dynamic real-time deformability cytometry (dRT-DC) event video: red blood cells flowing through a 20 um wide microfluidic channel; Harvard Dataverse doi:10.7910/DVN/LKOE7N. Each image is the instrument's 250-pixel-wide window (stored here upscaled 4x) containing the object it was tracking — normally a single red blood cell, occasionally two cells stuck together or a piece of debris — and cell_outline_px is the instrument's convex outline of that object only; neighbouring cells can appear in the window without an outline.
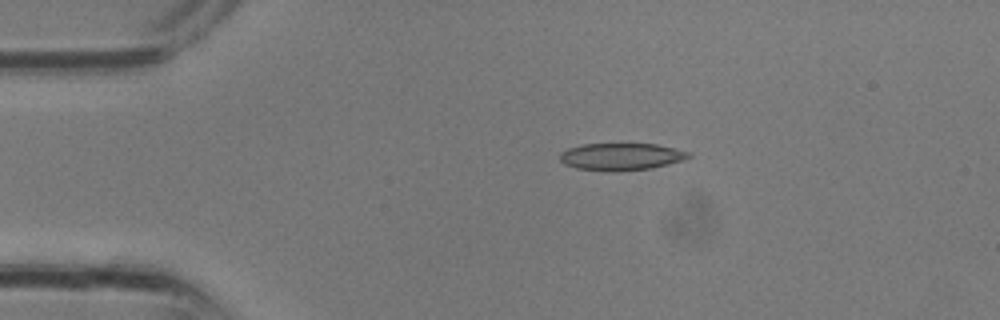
{"species": "common noctule bat (a hibernating species)", "species_latin": "Nyctalus noctula", "temperature_condition": "room temperature", "stored_images_in_passage": 8, "camera_frame_rate_fps": 3000, "um_per_image_px": 0.085, "animal": {"sex": "male", "body_mass_g": 13.3}, "frame": {"image": 1, "passage_image": 1, "time_ms": 0.0, "image_size_px": [1000, 320], "cell_outline_px": [[692, 156], [684, 160], [652, 168], [616, 172], [608, 172], [576, 168], [564, 164], [560, 160], [560, 152], [568, 148], [580, 144], [656, 144], [688, 152]], "centroid_in_image_um": [52.76, 13.33], "position_along_channel_um": 32.2, "area_um2": 20.52}}
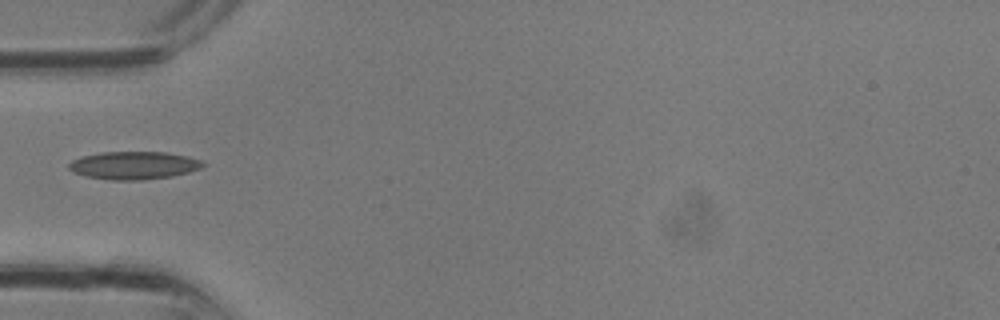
{"frame": {"image": 2, "passage_image": 5, "time_ms": 1.333, "image_size_px": [1000, 320], "cell_outline_px": [[208, 164], [200, 168], [188, 172], [172, 176], [144, 180], [112, 180], [88, 176], [72, 172], [68, 168], [68, 164], [72, 160], [80, 156], [100, 152], [164, 152], [188, 156], [200, 160]], "centroid_in_image_um": [11.37, 14.05], "position_along_channel_um": 73.6, "area_um2": 21.85}}
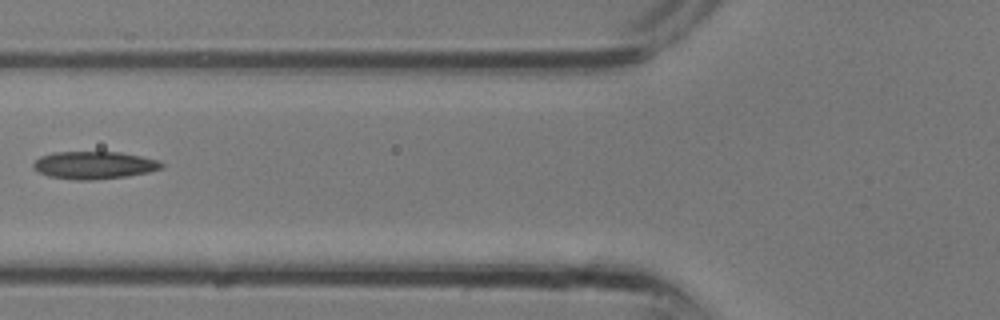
{"frame": {"image": 3, "passage_image": 7, "time_ms": 2.0, "image_size_px": [1000, 320], "cell_outline_px": [[164, 168], [148, 172], [128, 176], [96, 180], [76, 180], [48, 176], [32, 168], [32, 164], [40, 156], [56, 152], [120, 152], [160, 160], [164, 164]], "centroid_in_image_um": [8.02, 14.04], "position_along_channel_um": 117.8, "area_um2": 20.75}}